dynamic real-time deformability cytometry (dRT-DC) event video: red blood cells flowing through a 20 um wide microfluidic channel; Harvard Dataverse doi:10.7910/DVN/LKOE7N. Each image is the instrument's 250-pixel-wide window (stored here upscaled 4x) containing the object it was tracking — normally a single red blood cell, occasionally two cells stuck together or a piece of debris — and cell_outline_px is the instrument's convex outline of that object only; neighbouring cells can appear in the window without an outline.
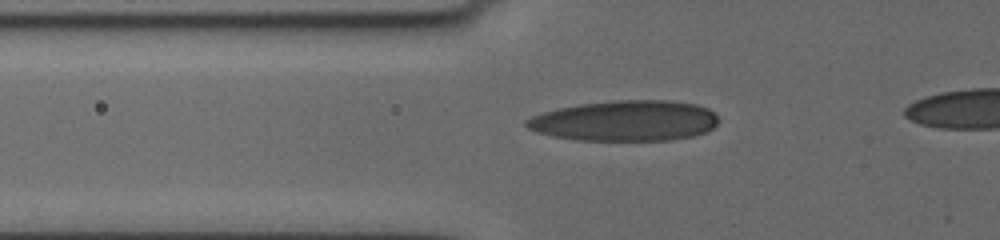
{"species": "human", "species_latin": "Homo sapiens", "temperature_condition": "cold", "stored_images_in_passage": 17, "camera_frame_rate_fps": 3000, "um_per_image_px": 0.085, "donor": {"sex": "female"}, "frame": {"image": 1, "passage_image": 12, "time_ms": 4.667, "image_size_px": [1000, 240], "cell_outline_px": [[716, 124], [712, 128], [704, 132], [692, 136], [668, 140], [576, 140], [552, 136], [536, 132], [528, 128], [524, 124], [524, 120], [532, 116], [544, 112], [560, 108], [580, 104], [616, 100], [668, 100], [696, 104], [708, 108], [716, 116]], "centroid_in_image_um": [53.1, 10.26], "position_along_channel_um": 72.7, "area_um2": 45.2}}
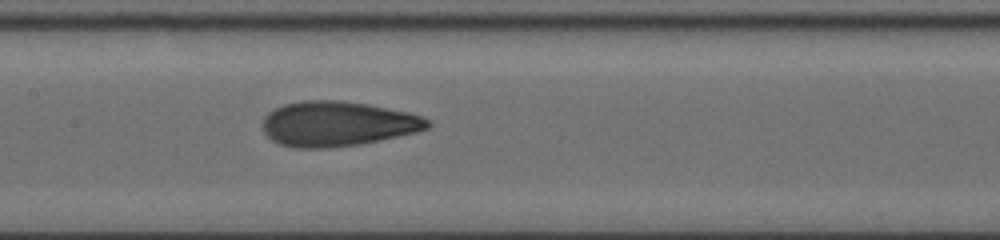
{"frame": {"image": 2, "passage_image": 17, "time_ms": 7.667, "image_size_px": [1000, 240], "cell_outline_px": [[432, 124], [428, 128], [416, 132], [380, 140], [360, 144], [328, 148], [296, 148], [280, 144], [272, 140], [264, 132], [264, 116], [268, 112], [284, 104], [304, 100], [340, 100], [368, 104], [408, 112], [432, 120]], "centroid_in_image_um": [28.71, 10.52], "position_along_channel_um": 178.7, "area_um2": 43.23}}